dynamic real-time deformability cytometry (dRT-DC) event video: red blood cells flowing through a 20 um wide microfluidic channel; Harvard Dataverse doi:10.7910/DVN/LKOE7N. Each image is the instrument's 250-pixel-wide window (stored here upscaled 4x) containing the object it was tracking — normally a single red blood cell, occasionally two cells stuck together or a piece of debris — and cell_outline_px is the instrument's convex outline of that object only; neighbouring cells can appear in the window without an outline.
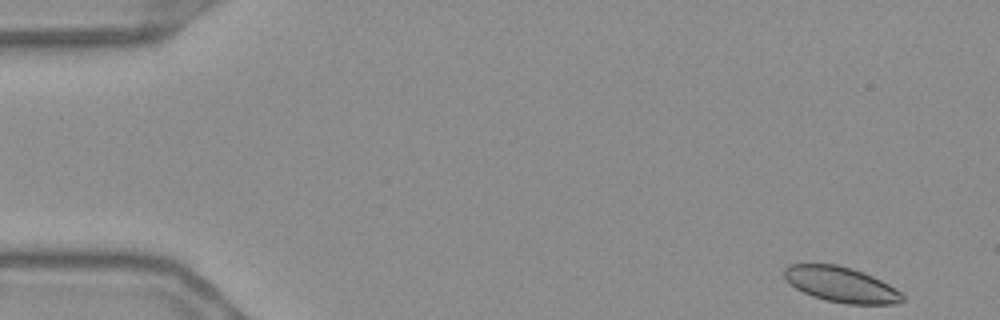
{"species": "Egyptian fruit bat (a non-hibernating species)", "species_latin": "Rousettus aegyptiacus", "temperature_condition": "warm", "stored_images_in_passage": 54, "camera_frame_rate_fps": 3000, "um_per_image_px": 0.085, "frame": {"image": 1, "passage_image": 1, "time_ms": 0.0, "image_size_px": [1000, 320], "cell_outline_px": [[904, 300], [896, 304], [848, 304], [824, 300], [812, 296], [796, 288], [784, 280], [784, 268], [788, 264], [836, 264], [852, 268], [864, 272], [888, 284], [900, 292], [904, 296]], "centroid_in_image_um": [71.46, 24.18], "position_along_channel_um": 13.5, "area_um2": 24.39}}
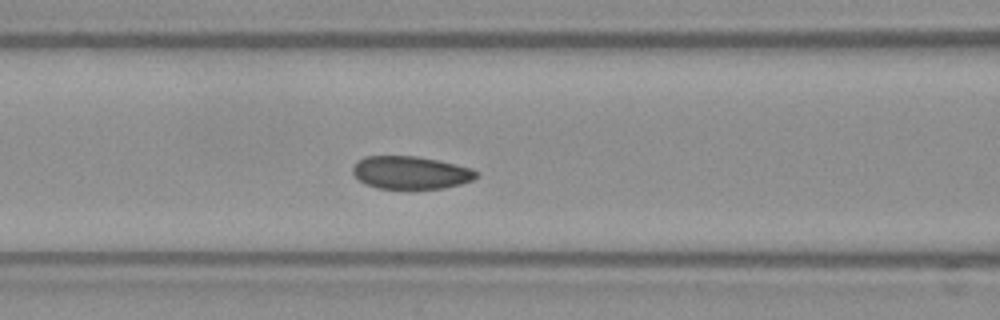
{"frame": {"image": 2, "passage_image": 21, "time_ms": 6.667, "image_size_px": [1000, 320], "cell_outline_px": [[476, 176], [472, 180], [460, 184], [444, 188], [376, 188], [364, 184], [352, 172], [352, 168], [356, 160], [364, 156], [416, 156], [456, 164], [472, 168], [476, 172]], "centroid_in_image_um": [34.86, 14.66], "position_along_channel_um": 131.7, "area_um2": 23.52}}
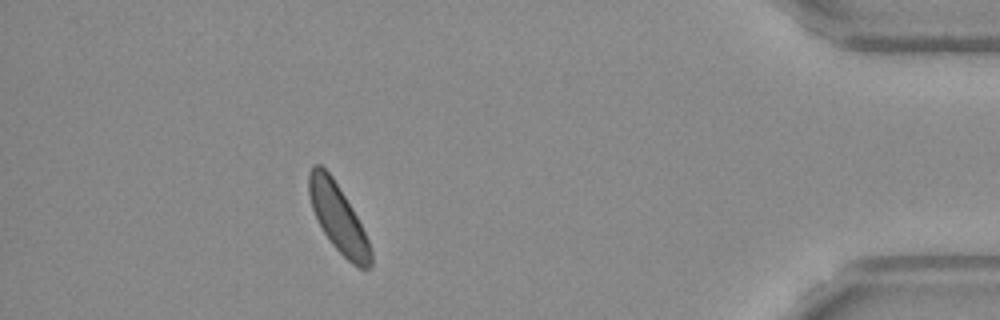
{"frame": {"image": 3, "passage_image": 48, "time_ms": 15.667, "image_size_px": [1000, 320], "cell_outline_px": [[372, 264], [368, 268], [360, 268], [352, 264], [332, 244], [324, 232], [312, 208], [308, 192], [308, 172], [312, 164], [320, 164], [332, 176], [352, 208], [368, 240], [372, 252]], "centroid_in_image_um": [28.72, 18.51], "position_along_channel_um": 406.5, "area_um2": 24.04}, "authors_computed_cell_mechanics": {"area_um2": 24.5939, "velocity_mm_per_s": 3.6228, "shape_relaxation_time_tau1_ms": 1.824, "shape_relaxation_time_tau2_ms": null, "deformation_change_tau1": 0.0491, "deformation_change_tau2": null}}